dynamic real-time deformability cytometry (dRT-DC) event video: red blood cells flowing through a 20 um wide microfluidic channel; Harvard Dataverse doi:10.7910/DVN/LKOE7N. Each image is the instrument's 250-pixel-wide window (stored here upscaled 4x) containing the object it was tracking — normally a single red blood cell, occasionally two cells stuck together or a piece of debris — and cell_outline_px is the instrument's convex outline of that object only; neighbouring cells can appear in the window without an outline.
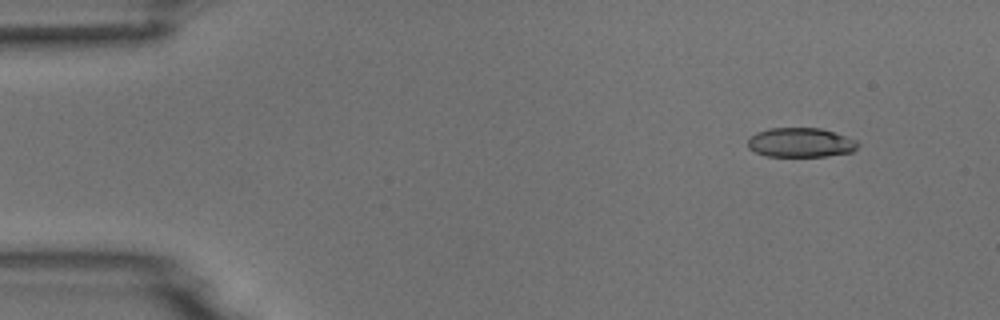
{"species": "common noctule bat (a hibernating species)", "species_latin": "Nyctalus noctula", "temperature_condition": "room temperature", "stored_images_in_passage": 4, "camera_frame_rate_fps": 3000, "um_per_image_px": 0.085, "animal": {"sex": "male", "body_mass_g": 18.8}, "frame": {"image": 1, "passage_image": 1, "time_ms": 0.0, "image_size_px": [1000, 320], "cell_outline_px": [[860, 144], [852, 152], [828, 156], [764, 156], [748, 148], [748, 140], [756, 132], [768, 128], [820, 128], [856, 140]], "centroid_in_image_um": [68.04, 12.12], "position_along_channel_um": 17.0, "area_um2": 18.79}}
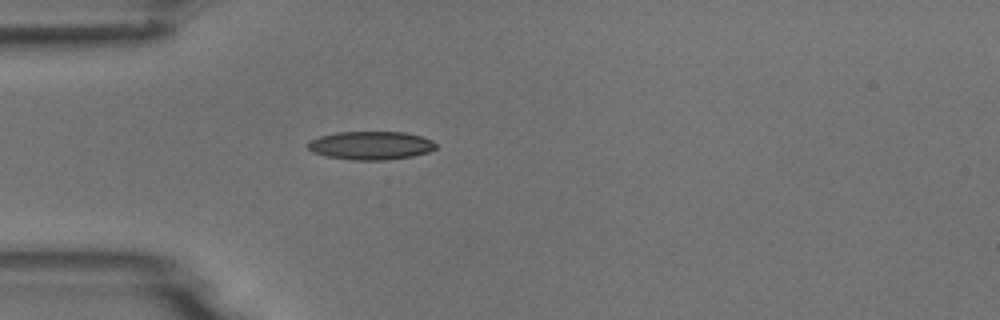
{"frame": {"image": 2, "passage_image": 4, "time_ms": 3.333, "image_size_px": [1000, 320], "cell_outline_px": [[436, 148], [428, 152], [412, 156], [388, 160], [348, 160], [324, 156], [312, 152], [308, 148], [308, 140], [320, 136], [336, 132], [404, 132], [420, 136], [432, 140], [436, 144]], "centroid_in_image_um": [31.48, 12.37], "position_along_channel_um": 53.5, "area_um2": 21.33}}